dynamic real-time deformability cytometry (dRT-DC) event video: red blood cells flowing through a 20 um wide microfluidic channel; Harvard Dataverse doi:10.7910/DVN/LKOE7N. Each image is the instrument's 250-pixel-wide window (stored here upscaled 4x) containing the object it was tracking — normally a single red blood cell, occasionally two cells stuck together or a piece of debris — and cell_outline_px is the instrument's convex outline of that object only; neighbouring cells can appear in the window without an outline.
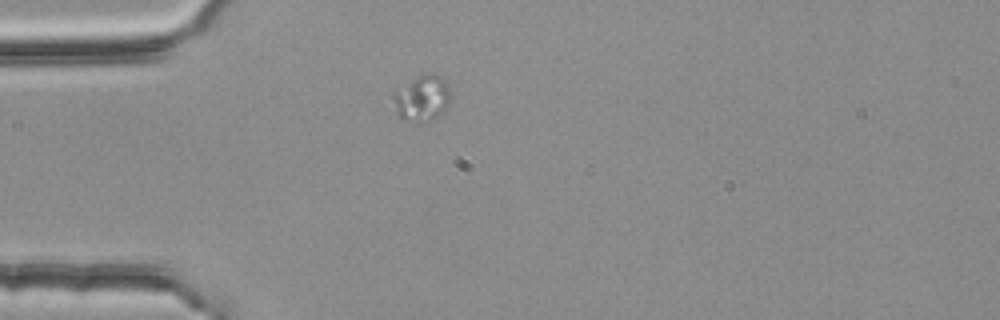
{"species": "common noctule bat (a hibernating species)", "species_latin": "Nyctalus noctula", "temperature_condition": "room temperature", "stored_images_in_passage": 41, "camera_frame_rate_fps": 3000, "um_per_image_px": 0.085, "animal": {"sex": "female", "body_mass_g": 25.1}, "frame": {"image": 1, "passage_image": 1, "time_ms": 0.0, "image_size_px": [1000, 320], "cell_outline_px": [[452, 100], [444, 112], [424, 124], [404, 120], [396, 116], [392, 96], [392, 92], [396, 88], [420, 76], [444, 76], [452, 92]], "centroid_in_image_um": [35.88, 8.41], "position_along_channel_um": 49.1, "area_um2": 15.84}}